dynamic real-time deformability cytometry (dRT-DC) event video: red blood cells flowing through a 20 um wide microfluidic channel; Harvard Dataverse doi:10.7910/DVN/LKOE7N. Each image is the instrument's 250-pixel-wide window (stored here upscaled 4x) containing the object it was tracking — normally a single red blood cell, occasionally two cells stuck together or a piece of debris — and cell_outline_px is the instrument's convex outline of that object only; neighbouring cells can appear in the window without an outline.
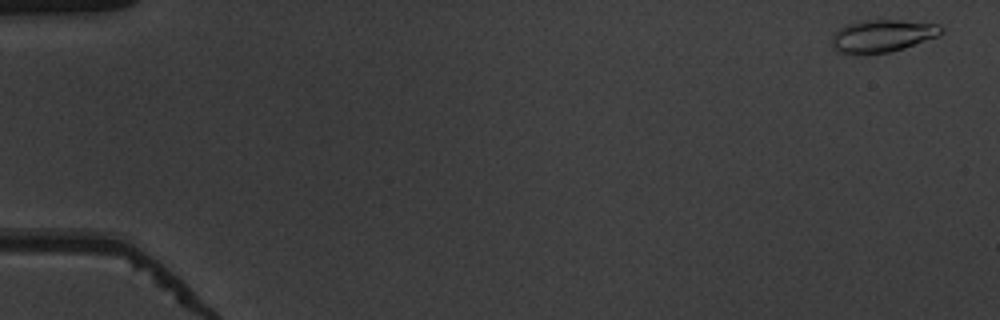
{"species": "common noctule bat (a hibernating species)", "species_latin": "Nyctalus noctula", "temperature_condition": "warm", "stored_images_in_passage": 53, "camera_frame_rate_fps": 3000, "um_per_image_px": 0.085, "animal": {"sex": "male", "body_mass_g": 19.5, "forearm_length_mm": 54.6}, "frame": {"image": 1, "passage_image": 2, "time_ms": 0.333, "image_size_px": [1000, 320], "cell_outline_px": [[944, 32], [936, 36], [904, 48], [888, 52], [836, 52], [832, 44], [832, 36], [840, 28], [848, 24], [860, 20], [900, 20], [940, 24], [944, 28]], "centroid_in_image_um": [75.04, 3.01], "position_along_channel_um": 10.0, "area_um2": 20.23}}
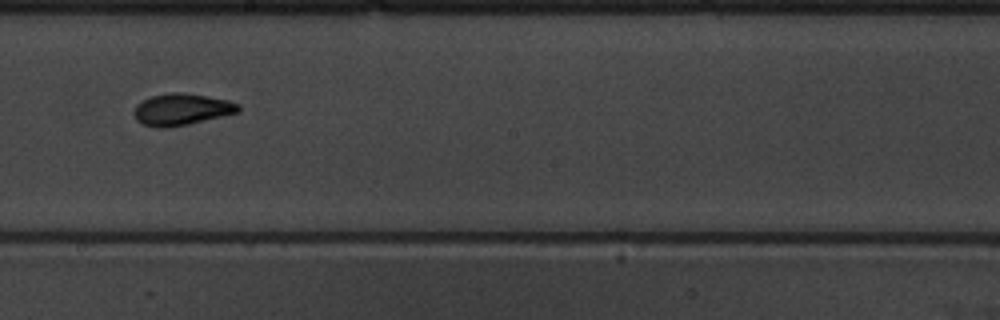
{"frame": {"image": 2, "passage_image": 31, "time_ms": 10.0, "image_size_px": [1000, 320], "cell_outline_px": [[240, 112], [188, 124], [168, 128], [156, 128], [144, 124], [136, 120], [132, 112], [136, 104], [152, 96], [168, 92], [176, 92], [204, 96], [228, 100], [240, 104]], "centroid_in_image_um": [15.41, 9.31], "position_along_channel_um": 232.8, "area_um2": 19.25}}
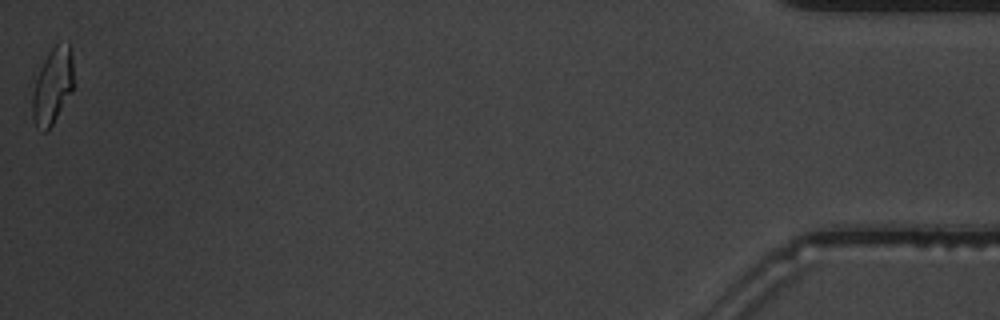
{"frame": {"image": 3, "passage_image": 53, "time_ms": 17.333, "image_size_px": [1000, 320], "cell_outline_px": [[72, 88], [52, 124], [44, 132], [36, 128], [32, 116], [32, 96], [36, 80], [44, 60], [48, 52], [56, 44], [68, 40], [72, 52]], "centroid_in_image_um": [4.45, 7.27], "position_along_channel_um": 430.7, "area_um2": 17.8}, "authors_computed_cell_mechanics": {"area_um2": 18.6694, "velocity_mm_per_s": 3.9059, "shape_relaxation_time_tau1_ms": 6.1527, "shape_relaxation_time_tau2_ms": 1.4295, "deformation_change_tau1": 0.2065, "deformation_change_tau2": 0.074}}